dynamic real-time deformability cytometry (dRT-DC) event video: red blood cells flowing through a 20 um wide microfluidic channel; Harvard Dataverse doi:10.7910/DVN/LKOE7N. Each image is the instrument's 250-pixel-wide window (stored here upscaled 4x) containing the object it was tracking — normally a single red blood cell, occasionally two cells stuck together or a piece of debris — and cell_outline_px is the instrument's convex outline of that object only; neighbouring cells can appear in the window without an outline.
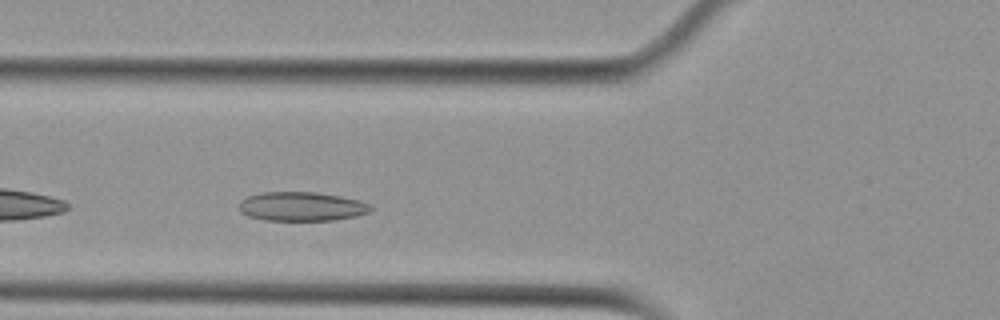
{"species": "Egyptian fruit bat (a non-hibernating species)", "species_latin": "Rousettus aegyptiacus", "temperature_condition": "cold", "stored_images_in_passage": 30, "camera_frame_rate_fps": 3000, "um_per_image_px": 0.085, "animal": {"sex": "female"}, "frame": {"image": 1, "passage_image": 5, "time_ms": 1.333, "image_size_px": [1000, 320], "cell_outline_px": [[372, 208], [368, 212], [356, 216], [332, 220], [264, 220], [248, 216], [240, 212], [240, 200], [248, 196], [260, 192], [316, 192], [340, 196], [360, 200], [372, 204]], "centroid_in_image_um": [25.64, 17.54], "position_along_channel_um": 100.2, "area_um2": 22.37}}
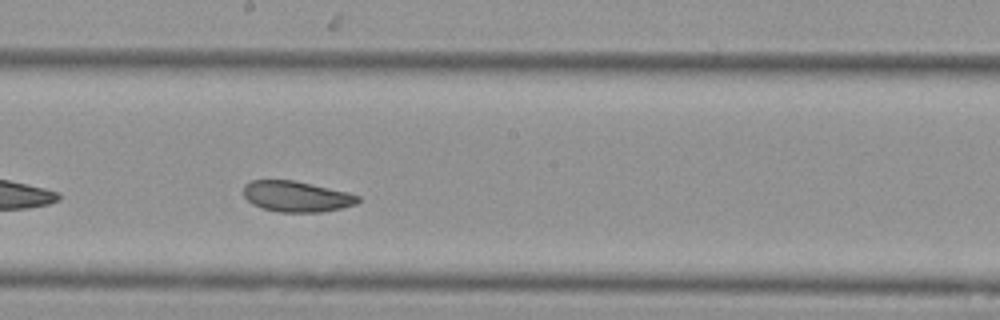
{"frame": {"image": 2, "passage_image": 15, "time_ms": 4.667, "image_size_px": [1000, 320], "cell_outline_px": [[360, 200], [356, 204], [324, 212], [276, 212], [252, 204], [244, 196], [244, 184], [252, 180], [292, 180], [348, 192], [360, 196]], "centroid_in_image_um": [25.2, 16.7], "position_along_channel_um": 223.0, "area_um2": 20.46}}
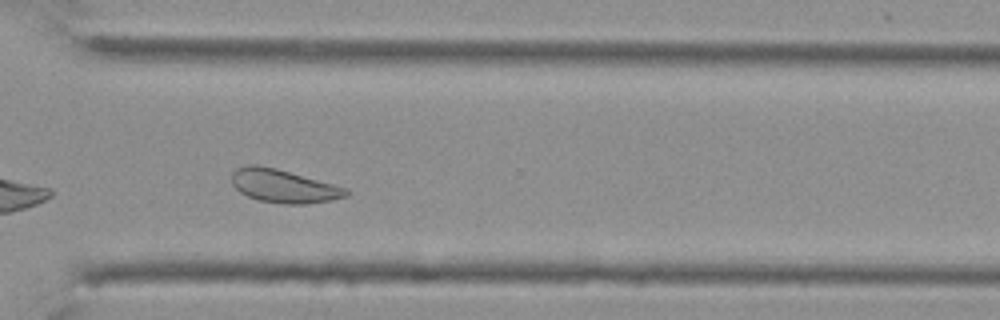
{"frame": {"image": 3, "passage_image": 25, "time_ms": 8.0, "image_size_px": [1000, 320], "cell_outline_px": [[348, 196], [332, 200], [304, 204], [284, 204], [260, 200], [248, 196], [240, 192], [232, 184], [232, 172], [236, 168], [248, 164], [256, 164], [276, 168], [348, 188]], "centroid_in_image_um": [24.1, 15.81], "position_along_channel_um": 346.5, "area_um2": 22.14}, "authors_computed_cell_mechanics": {"area_um2": 21.5016, "velocity_mm_per_s": 3.7038, "shape_relaxation_time_tau1_ms": 5.4575, "shape_relaxation_time_tau2_ms": 4.9813, "deformation_change_tau1": 0.1142, "deformation_change_tau2": 0.0831}}